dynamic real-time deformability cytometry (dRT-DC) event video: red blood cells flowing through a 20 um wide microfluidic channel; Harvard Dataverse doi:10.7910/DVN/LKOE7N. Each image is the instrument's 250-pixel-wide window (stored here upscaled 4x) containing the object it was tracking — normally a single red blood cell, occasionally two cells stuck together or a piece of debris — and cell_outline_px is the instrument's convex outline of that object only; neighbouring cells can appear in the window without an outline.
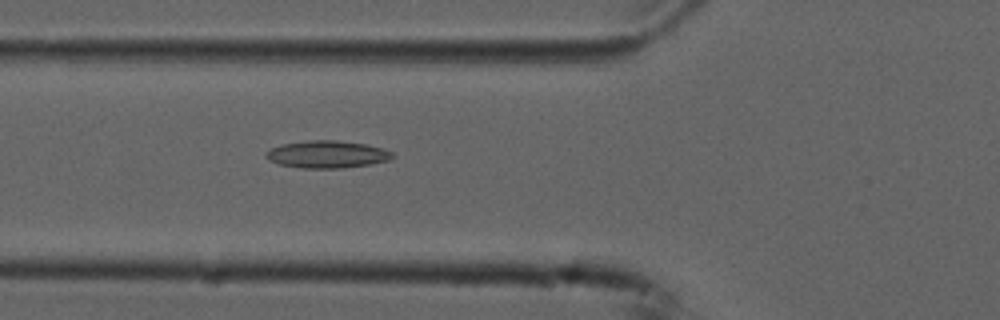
{"species": "common noctule bat (a hibernating species)", "species_latin": "Nyctalus noctula", "temperature_condition": "cold", "stored_images_in_passage": 45, "camera_frame_rate_fps": 3000, "um_per_image_px": 0.085, "animal": {"sex": "male", "forearm_length_mm": 52.5}, "frame": {"image": 1, "passage_image": 11, "time_ms": 3.333, "image_size_px": [1000, 320], "cell_outline_px": [[396, 156], [388, 160], [368, 164], [340, 168], [300, 168], [280, 164], [268, 160], [264, 156], [272, 148], [280, 144], [308, 140], [336, 140], [368, 144], [384, 148], [392, 152]], "centroid_in_image_um": [27.82, 13.11], "position_along_channel_um": 98.0, "area_um2": 20.17}}
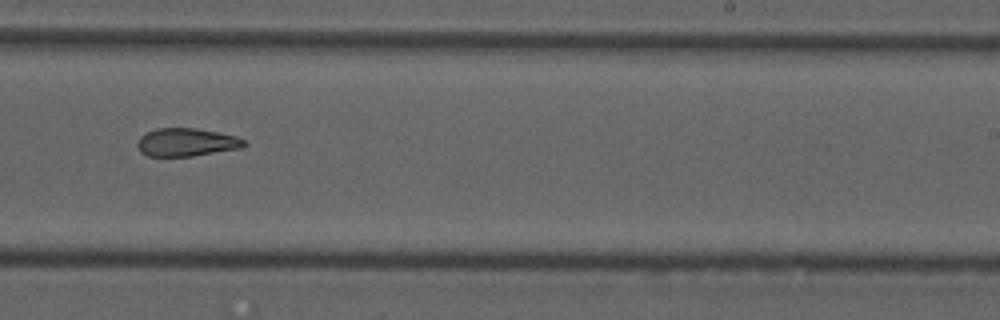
{"frame": {"image": 2, "passage_image": 25, "time_ms": 8.0, "image_size_px": [1000, 320], "cell_outline_px": [[248, 144], [240, 148], [192, 156], [148, 156], [140, 152], [136, 144], [140, 136], [156, 128], [196, 128], [236, 136], [248, 140]], "centroid_in_image_um": [15.86, 12.09], "position_along_channel_um": 273.1, "area_um2": 17.51}}
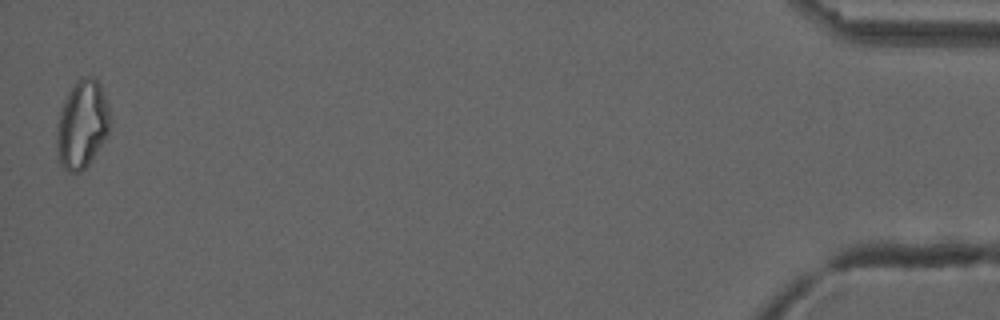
{"frame": {"image": 3, "passage_image": 45, "time_ms": 14.667, "image_size_px": [1000, 320], "cell_outline_px": [[108, 132], [104, 140], [92, 160], [80, 172], [68, 172], [60, 164], [56, 144], [56, 132], [60, 112], [64, 100], [68, 92], [76, 80], [84, 76], [96, 76], [100, 84], [108, 108]], "centroid_in_image_um": [6.95, 10.56], "position_along_channel_um": 428.2, "area_um2": 27.11}, "authors_computed_cell_mechanics": {"area_um2": 19.1896, "velocity_mm_per_s": 3.7519, "shape_relaxation_time_tau1_ms": null, "shape_relaxation_time_tau2_ms": 5.7209, "deformation_change_tau1": null, "deformation_change_tau2": 0.1505}}